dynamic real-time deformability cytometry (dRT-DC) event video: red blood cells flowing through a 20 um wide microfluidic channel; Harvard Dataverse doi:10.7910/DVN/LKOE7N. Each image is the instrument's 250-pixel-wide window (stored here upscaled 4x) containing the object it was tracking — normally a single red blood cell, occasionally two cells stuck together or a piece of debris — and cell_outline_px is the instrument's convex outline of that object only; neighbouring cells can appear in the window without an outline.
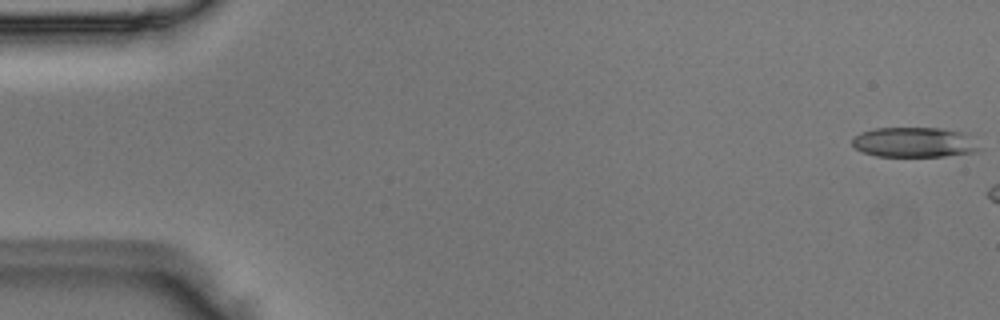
{"species": "Egyptian fruit bat (a non-hibernating species)", "species_latin": "Rousettus aegyptiacus", "temperature_condition": "room temperature", "stored_images_in_passage": 3, "camera_frame_rate_fps": 3000, "um_per_image_px": 0.085, "animal": {"sex": "male"}, "frame": {"image": 1, "passage_image": 1, "time_ms": 0.0, "image_size_px": [1000, 320], "cell_outline_px": [[980, 148], [976, 152], [944, 156], [876, 156], [860, 152], [852, 144], [852, 136], [860, 132], [872, 128], [944, 128], [968, 132]], "centroid_in_image_um": [77.71, 12.08], "position_along_channel_um": 7.3, "area_um2": 22.66}}